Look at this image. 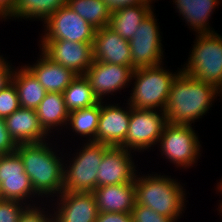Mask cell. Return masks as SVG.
Segmentation results:
<instances>
[{
	"mask_svg": "<svg viewBox=\"0 0 222 222\" xmlns=\"http://www.w3.org/2000/svg\"><path fill=\"white\" fill-rule=\"evenodd\" d=\"M20 108L18 92L13 82L0 91V118H7Z\"/></svg>",
	"mask_w": 222,
	"mask_h": 222,
	"instance_id": "29",
	"label": "cell"
},
{
	"mask_svg": "<svg viewBox=\"0 0 222 222\" xmlns=\"http://www.w3.org/2000/svg\"><path fill=\"white\" fill-rule=\"evenodd\" d=\"M93 60L116 65L131 66L129 41L109 26L96 29L92 44Z\"/></svg>",
	"mask_w": 222,
	"mask_h": 222,
	"instance_id": "17",
	"label": "cell"
},
{
	"mask_svg": "<svg viewBox=\"0 0 222 222\" xmlns=\"http://www.w3.org/2000/svg\"><path fill=\"white\" fill-rule=\"evenodd\" d=\"M101 112V101L91 107L76 109L69 112L66 129H71L74 135L85 138L84 141L95 142Z\"/></svg>",
	"mask_w": 222,
	"mask_h": 222,
	"instance_id": "26",
	"label": "cell"
},
{
	"mask_svg": "<svg viewBox=\"0 0 222 222\" xmlns=\"http://www.w3.org/2000/svg\"><path fill=\"white\" fill-rule=\"evenodd\" d=\"M56 202L54 222H95L99 214L92 192H62Z\"/></svg>",
	"mask_w": 222,
	"mask_h": 222,
	"instance_id": "16",
	"label": "cell"
},
{
	"mask_svg": "<svg viewBox=\"0 0 222 222\" xmlns=\"http://www.w3.org/2000/svg\"><path fill=\"white\" fill-rule=\"evenodd\" d=\"M132 153L122 147L110 146L99 165L97 187L133 182L138 171Z\"/></svg>",
	"mask_w": 222,
	"mask_h": 222,
	"instance_id": "15",
	"label": "cell"
},
{
	"mask_svg": "<svg viewBox=\"0 0 222 222\" xmlns=\"http://www.w3.org/2000/svg\"><path fill=\"white\" fill-rule=\"evenodd\" d=\"M101 101V112L95 142L108 146L120 147L128 132L132 107L129 103L120 106V103L107 104Z\"/></svg>",
	"mask_w": 222,
	"mask_h": 222,
	"instance_id": "14",
	"label": "cell"
},
{
	"mask_svg": "<svg viewBox=\"0 0 222 222\" xmlns=\"http://www.w3.org/2000/svg\"><path fill=\"white\" fill-rule=\"evenodd\" d=\"M95 222H133L131 213L99 212Z\"/></svg>",
	"mask_w": 222,
	"mask_h": 222,
	"instance_id": "35",
	"label": "cell"
},
{
	"mask_svg": "<svg viewBox=\"0 0 222 222\" xmlns=\"http://www.w3.org/2000/svg\"><path fill=\"white\" fill-rule=\"evenodd\" d=\"M215 190L222 195V178L220 179L219 183H217Z\"/></svg>",
	"mask_w": 222,
	"mask_h": 222,
	"instance_id": "38",
	"label": "cell"
},
{
	"mask_svg": "<svg viewBox=\"0 0 222 222\" xmlns=\"http://www.w3.org/2000/svg\"><path fill=\"white\" fill-rule=\"evenodd\" d=\"M37 206H28L21 214L18 222H54L53 212L50 214V209L48 212V209L45 211L44 207Z\"/></svg>",
	"mask_w": 222,
	"mask_h": 222,
	"instance_id": "32",
	"label": "cell"
},
{
	"mask_svg": "<svg viewBox=\"0 0 222 222\" xmlns=\"http://www.w3.org/2000/svg\"><path fill=\"white\" fill-rule=\"evenodd\" d=\"M176 5L175 9L185 20L190 30L196 34L216 32L209 24L211 16L214 14L216 7L221 6L220 0H172ZM192 28V29H191Z\"/></svg>",
	"mask_w": 222,
	"mask_h": 222,
	"instance_id": "21",
	"label": "cell"
},
{
	"mask_svg": "<svg viewBox=\"0 0 222 222\" xmlns=\"http://www.w3.org/2000/svg\"><path fill=\"white\" fill-rule=\"evenodd\" d=\"M133 70L131 66L93 60L84 75L89 80L95 97L99 101H106L105 96L110 97V94L114 96V93H118L117 91L120 93L122 89L132 84Z\"/></svg>",
	"mask_w": 222,
	"mask_h": 222,
	"instance_id": "13",
	"label": "cell"
},
{
	"mask_svg": "<svg viewBox=\"0 0 222 222\" xmlns=\"http://www.w3.org/2000/svg\"><path fill=\"white\" fill-rule=\"evenodd\" d=\"M43 23L44 33L40 40H67L93 44L96 29L68 5L59 8Z\"/></svg>",
	"mask_w": 222,
	"mask_h": 222,
	"instance_id": "10",
	"label": "cell"
},
{
	"mask_svg": "<svg viewBox=\"0 0 222 222\" xmlns=\"http://www.w3.org/2000/svg\"><path fill=\"white\" fill-rule=\"evenodd\" d=\"M82 143L76 155L64 161L63 192H93L97 188L99 165L110 146L93 141Z\"/></svg>",
	"mask_w": 222,
	"mask_h": 222,
	"instance_id": "5",
	"label": "cell"
},
{
	"mask_svg": "<svg viewBox=\"0 0 222 222\" xmlns=\"http://www.w3.org/2000/svg\"><path fill=\"white\" fill-rule=\"evenodd\" d=\"M166 123L164 111L132 107L128 132L120 147L133 153L151 150L158 144Z\"/></svg>",
	"mask_w": 222,
	"mask_h": 222,
	"instance_id": "8",
	"label": "cell"
},
{
	"mask_svg": "<svg viewBox=\"0 0 222 222\" xmlns=\"http://www.w3.org/2000/svg\"><path fill=\"white\" fill-rule=\"evenodd\" d=\"M200 142L192 125L167 122L156 146L165 156L162 158L179 169H187L196 165L199 156H202Z\"/></svg>",
	"mask_w": 222,
	"mask_h": 222,
	"instance_id": "7",
	"label": "cell"
},
{
	"mask_svg": "<svg viewBox=\"0 0 222 222\" xmlns=\"http://www.w3.org/2000/svg\"><path fill=\"white\" fill-rule=\"evenodd\" d=\"M217 97H220L222 100V85L218 88V96Z\"/></svg>",
	"mask_w": 222,
	"mask_h": 222,
	"instance_id": "39",
	"label": "cell"
},
{
	"mask_svg": "<svg viewBox=\"0 0 222 222\" xmlns=\"http://www.w3.org/2000/svg\"><path fill=\"white\" fill-rule=\"evenodd\" d=\"M0 190L1 199L18 200L28 206L40 203V197L35 193L29 176L25 173L23 161L16 151L0 156ZM35 198L39 200L37 203Z\"/></svg>",
	"mask_w": 222,
	"mask_h": 222,
	"instance_id": "11",
	"label": "cell"
},
{
	"mask_svg": "<svg viewBox=\"0 0 222 222\" xmlns=\"http://www.w3.org/2000/svg\"><path fill=\"white\" fill-rule=\"evenodd\" d=\"M16 2L17 0H0V21L11 13Z\"/></svg>",
	"mask_w": 222,
	"mask_h": 222,
	"instance_id": "37",
	"label": "cell"
},
{
	"mask_svg": "<svg viewBox=\"0 0 222 222\" xmlns=\"http://www.w3.org/2000/svg\"><path fill=\"white\" fill-rule=\"evenodd\" d=\"M49 141L19 144L16 152L19 154L29 176L35 193L41 198L53 199L63 192L64 160L61 158L56 145L53 147ZM54 149V150H53ZM57 150V152H56ZM60 156V157H59ZM50 196V197H49Z\"/></svg>",
	"mask_w": 222,
	"mask_h": 222,
	"instance_id": "2",
	"label": "cell"
},
{
	"mask_svg": "<svg viewBox=\"0 0 222 222\" xmlns=\"http://www.w3.org/2000/svg\"><path fill=\"white\" fill-rule=\"evenodd\" d=\"M4 120L9 135L17 145L44 142L51 138L40 125L34 109L20 107Z\"/></svg>",
	"mask_w": 222,
	"mask_h": 222,
	"instance_id": "18",
	"label": "cell"
},
{
	"mask_svg": "<svg viewBox=\"0 0 222 222\" xmlns=\"http://www.w3.org/2000/svg\"><path fill=\"white\" fill-rule=\"evenodd\" d=\"M133 222H176L174 219L159 215L153 209L135 203L131 211Z\"/></svg>",
	"mask_w": 222,
	"mask_h": 222,
	"instance_id": "31",
	"label": "cell"
},
{
	"mask_svg": "<svg viewBox=\"0 0 222 222\" xmlns=\"http://www.w3.org/2000/svg\"><path fill=\"white\" fill-rule=\"evenodd\" d=\"M17 149V144L9 135L4 118H0V156L13 153Z\"/></svg>",
	"mask_w": 222,
	"mask_h": 222,
	"instance_id": "33",
	"label": "cell"
},
{
	"mask_svg": "<svg viewBox=\"0 0 222 222\" xmlns=\"http://www.w3.org/2000/svg\"><path fill=\"white\" fill-rule=\"evenodd\" d=\"M217 210L219 213H221L220 215L222 216V201L219 203Z\"/></svg>",
	"mask_w": 222,
	"mask_h": 222,
	"instance_id": "40",
	"label": "cell"
},
{
	"mask_svg": "<svg viewBox=\"0 0 222 222\" xmlns=\"http://www.w3.org/2000/svg\"><path fill=\"white\" fill-rule=\"evenodd\" d=\"M63 96L66 108L69 112L76 109L91 107L99 102L85 75H77L65 88Z\"/></svg>",
	"mask_w": 222,
	"mask_h": 222,
	"instance_id": "28",
	"label": "cell"
},
{
	"mask_svg": "<svg viewBox=\"0 0 222 222\" xmlns=\"http://www.w3.org/2000/svg\"><path fill=\"white\" fill-rule=\"evenodd\" d=\"M92 193L99 212L131 213L136 203L134 181L97 187Z\"/></svg>",
	"mask_w": 222,
	"mask_h": 222,
	"instance_id": "19",
	"label": "cell"
},
{
	"mask_svg": "<svg viewBox=\"0 0 222 222\" xmlns=\"http://www.w3.org/2000/svg\"><path fill=\"white\" fill-rule=\"evenodd\" d=\"M164 64L134 69L133 87L127 102L136 109L165 110L168 95L175 77L181 72H171Z\"/></svg>",
	"mask_w": 222,
	"mask_h": 222,
	"instance_id": "4",
	"label": "cell"
},
{
	"mask_svg": "<svg viewBox=\"0 0 222 222\" xmlns=\"http://www.w3.org/2000/svg\"><path fill=\"white\" fill-rule=\"evenodd\" d=\"M36 112L40 125L48 134L51 135L53 132L55 136V131L58 130L57 133L60 131L61 134V130L66 129L69 111L66 108L63 93L47 92Z\"/></svg>",
	"mask_w": 222,
	"mask_h": 222,
	"instance_id": "23",
	"label": "cell"
},
{
	"mask_svg": "<svg viewBox=\"0 0 222 222\" xmlns=\"http://www.w3.org/2000/svg\"><path fill=\"white\" fill-rule=\"evenodd\" d=\"M195 37L181 71L218 89L222 85V36L216 31Z\"/></svg>",
	"mask_w": 222,
	"mask_h": 222,
	"instance_id": "6",
	"label": "cell"
},
{
	"mask_svg": "<svg viewBox=\"0 0 222 222\" xmlns=\"http://www.w3.org/2000/svg\"><path fill=\"white\" fill-rule=\"evenodd\" d=\"M67 5L94 29L109 26L112 10L104 0H68Z\"/></svg>",
	"mask_w": 222,
	"mask_h": 222,
	"instance_id": "27",
	"label": "cell"
},
{
	"mask_svg": "<svg viewBox=\"0 0 222 222\" xmlns=\"http://www.w3.org/2000/svg\"><path fill=\"white\" fill-rule=\"evenodd\" d=\"M27 207L18 200L0 199V222H18Z\"/></svg>",
	"mask_w": 222,
	"mask_h": 222,
	"instance_id": "30",
	"label": "cell"
},
{
	"mask_svg": "<svg viewBox=\"0 0 222 222\" xmlns=\"http://www.w3.org/2000/svg\"><path fill=\"white\" fill-rule=\"evenodd\" d=\"M154 10L142 21L129 41L133 69L157 66L163 62L164 50L158 19Z\"/></svg>",
	"mask_w": 222,
	"mask_h": 222,
	"instance_id": "9",
	"label": "cell"
},
{
	"mask_svg": "<svg viewBox=\"0 0 222 222\" xmlns=\"http://www.w3.org/2000/svg\"><path fill=\"white\" fill-rule=\"evenodd\" d=\"M15 68L3 55H0V91L12 82Z\"/></svg>",
	"mask_w": 222,
	"mask_h": 222,
	"instance_id": "34",
	"label": "cell"
},
{
	"mask_svg": "<svg viewBox=\"0 0 222 222\" xmlns=\"http://www.w3.org/2000/svg\"><path fill=\"white\" fill-rule=\"evenodd\" d=\"M136 174L135 197L136 203L149 207L159 215L179 221L185 213L188 202L186 189L182 183L171 176L154 174ZM181 215V216H180Z\"/></svg>",
	"mask_w": 222,
	"mask_h": 222,
	"instance_id": "3",
	"label": "cell"
},
{
	"mask_svg": "<svg viewBox=\"0 0 222 222\" xmlns=\"http://www.w3.org/2000/svg\"><path fill=\"white\" fill-rule=\"evenodd\" d=\"M217 96L218 89L214 85L181 71L175 77L168 95L164 110L167 122L192 125L209 113Z\"/></svg>",
	"mask_w": 222,
	"mask_h": 222,
	"instance_id": "1",
	"label": "cell"
},
{
	"mask_svg": "<svg viewBox=\"0 0 222 222\" xmlns=\"http://www.w3.org/2000/svg\"><path fill=\"white\" fill-rule=\"evenodd\" d=\"M25 66L33 73L47 92L63 93L65 88L76 78L70 69L52 61L42 51L32 65Z\"/></svg>",
	"mask_w": 222,
	"mask_h": 222,
	"instance_id": "20",
	"label": "cell"
},
{
	"mask_svg": "<svg viewBox=\"0 0 222 222\" xmlns=\"http://www.w3.org/2000/svg\"><path fill=\"white\" fill-rule=\"evenodd\" d=\"M154 2H144L132 6H123L111 11L109 27L127 41L135 35V31L154 10Z\"/></svg>",
	"mask_w": 222,
	"mask_h": 222,
	"instance_id": "22",
	"label": "cell"
},
{
	"mask_svg": "<svg viewBox=\"0 0 222 222\" xmlns=\"http://www.w3.org/2000/svg\"><path fill=\"white\" fill-rule=\"evenodd\" d=\"M67 4L68 0H17L13 10L3 21L34 19L44 22L55 11Z\"/></svg>",
	"mask_w": 222,
	"mask_h": 222,
	"instance_id": "25",
	"label": "cell"
},
{
	"mask_svg": "<svg viewBox=\"0 0 222 222\" xmlns=\"http://www.w3.org/2000/svg\"><path fill=\"white\" fill-rule=\"evenodd\" d=\"M12 82L18 92L20 107L36 110L47 94L45 88L25 65L15 68Z\"/></svg>",
	"mask_w": 222,
	"mask_h": 222,
	"instance_id": "24",
	"label": "cell"
},
{
	"mask_svg": "<svg viewBox=\"0 0 222 222\" xmlns=\"http://www.w3.org/2000/svg\"><path fill=\"white\" fill-rule=\"evenodd\" d=\"M104 1L108 4L111 10H115L123 6H132L144 2H152L150 0H104Z\"/></svg>",
	"mask_w": 222,
	"mask_h": 222,
	"instance_id": "36",
	"label": "cell"
},
{
	"mask_svg": "<svg viewBox=\"0 0 222 222\" xmlns=\"http://www.w3.org/2000/svg\"><path fill=\"white\" fill-rule=\"evenodd\" d=\"M39 42V51L77 75H84L93 62L90 43L67 40H39Z\"/></svg>",
	"mask_w": 222,
	"mask_h": 222,
	"instance_id": "12",
	"label": "cell"
}]
</instances>
